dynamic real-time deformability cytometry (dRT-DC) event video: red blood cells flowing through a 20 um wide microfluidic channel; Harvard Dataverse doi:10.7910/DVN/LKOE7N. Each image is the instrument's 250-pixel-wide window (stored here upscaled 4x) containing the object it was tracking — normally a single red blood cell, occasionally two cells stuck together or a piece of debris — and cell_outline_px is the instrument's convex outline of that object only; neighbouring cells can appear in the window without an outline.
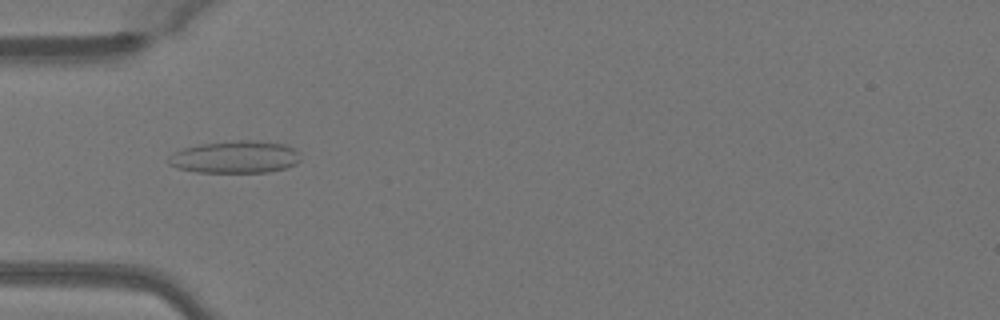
{"species": "Egyptian fruit bat (a non-hibernating species)", "species_latin": "Rousettus aegyptiacus", "temperature_condition": "warm", "stored_images_in_passage": 50, "camera_frame_rate_fps": 3000, "um_per_image_px": 0.085, "animal": {"sex": "female"}, "frame": {"image": 1, "passage_image": 16, "time_ms": 5.0, "image_size_px": [1000, 320], "cell_outline_px": [[300, 160], [296, 164], [288, 168], [268, 172], [196, 172], [176, 168], [168, 164], [168, 156], [172, 152], [184, 148], [200, 144], [236, 140], [256, 140], [288, 144], [300, 152]], "centroid_in_image_um": [20.02, 13.34], "position_along_channel_um": 65.0, "area_um2": 25.32}}
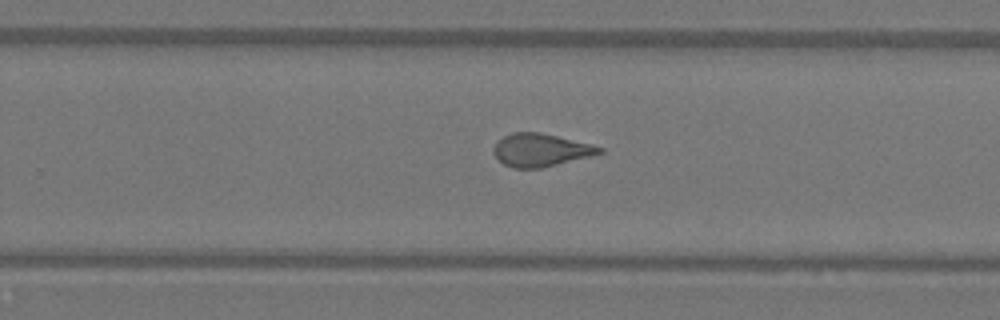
{"frame": {"image": 2, "passage_image": 32, "time_ms": 10.333, "image_size_px": [1000, 320], "cell_outline_px": [[604, 152], [540, 168], [512, 168], [504, 164], [492, 152], [492, 148], [504, 136], [512, 132], [540, 132], [592, 144], [604, 148]], "centroid_in_image_um": [45.94, 12.74], "position_along_channel_um": 283.9, "area_um2": 20.0}}
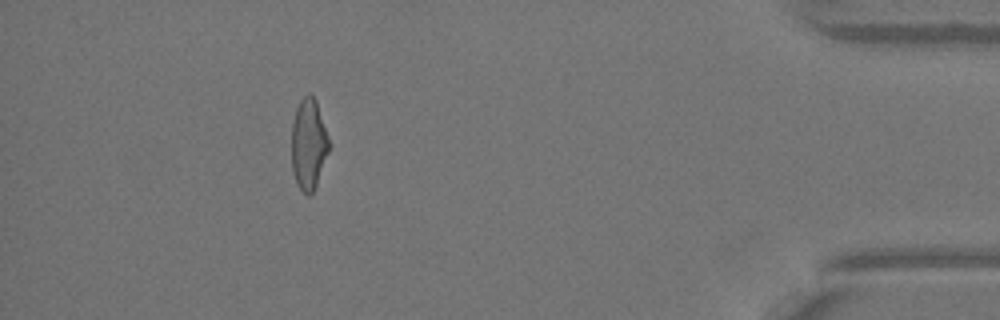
{"frame": {"image": 3, "passage_image": 45, "time_ms": 14.667, "image_size_px": [1000, 320], "cell_outline_px": [[332, 144], [316, 184], [312, 192], [308, 196], [296, 184], [292, 172], [292, 124], [296, 108], [300, 100], [308, 92], [316, 100]], "centroid_in_image_um": [26.25, 12.23], "position_along_channel_um": 409.0, "area_um2": 20.06}, "authors_computed_cell_mechanics": {"area_um2": 20.808, "velocity_mm_per_s": 4.1065, "shape_relaxation_time_tau1_ms": null, "shape_relaxation_time_tau2_ms": 1.4391, "deformation_change_tau1": null, "deformation_change_tau2": 0.1004}}